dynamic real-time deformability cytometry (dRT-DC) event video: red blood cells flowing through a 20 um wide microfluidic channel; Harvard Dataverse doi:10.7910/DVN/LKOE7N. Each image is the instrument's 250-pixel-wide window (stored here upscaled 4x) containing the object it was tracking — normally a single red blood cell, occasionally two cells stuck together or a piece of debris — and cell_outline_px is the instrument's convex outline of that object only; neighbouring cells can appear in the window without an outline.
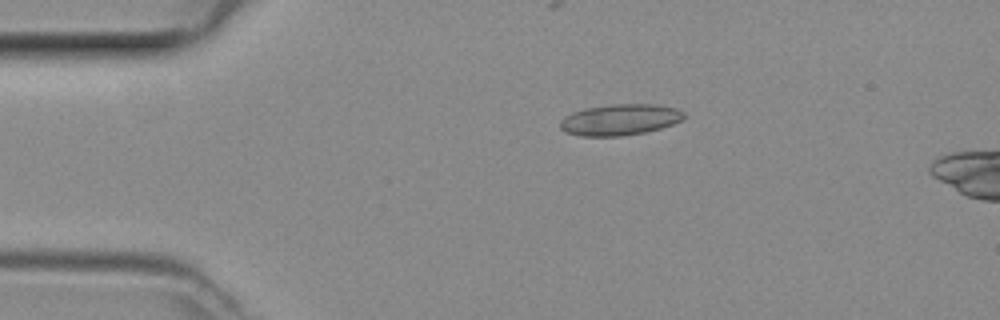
{"species": "common noctule bat (a hibernating species)", "species_latin": "Nyctalus noctula", "temperature_condition": "room temperature", "stored_images_in_passage": 13, "camera_frame_rate_fps": 3000, "um_per_image_px": 0.085, "animal": {"sex": "female", "body_mass_g": 29.2, "forearm_length_mm": 56.3}, "frame": {"image": 1, "passage_image": 8, "time_ms": 2.333, "image_size_px": [1000, 320], "cell_outline_px": [[684, 116], [680, 120], [672, 124], [660, 128], [644, 132], [620, 136], [580, 136], [564, 132], [560, 128], [560, 120], [564, 116], [572, 112], [588, 108], [612, 104], [656, 104], [676, 108], [684, 112]], "centroid_in_image_um": [52.65, 10.17], "position_along_channel_um": 32.3, "area_um2": 22.37}}